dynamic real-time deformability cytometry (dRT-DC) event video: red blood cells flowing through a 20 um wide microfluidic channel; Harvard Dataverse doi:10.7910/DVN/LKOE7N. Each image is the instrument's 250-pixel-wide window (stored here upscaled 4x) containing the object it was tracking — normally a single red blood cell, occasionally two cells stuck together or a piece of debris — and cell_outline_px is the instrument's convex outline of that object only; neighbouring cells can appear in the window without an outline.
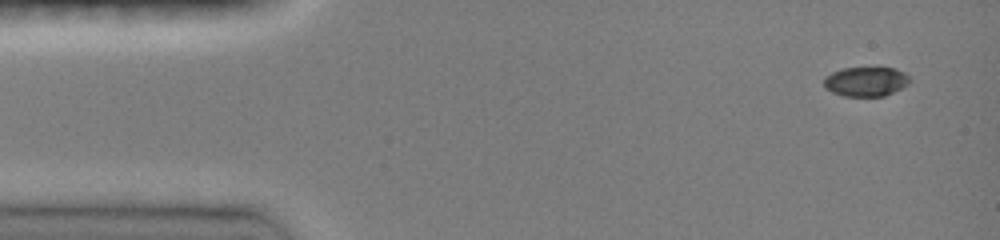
{"species": "common noctule bat (a hibernating species)", "species_latin": "Nyctalus noctula", "temperature_condition": "room temperature", "stored_images_in_passage": 7, "camera_frame_rate_fps": 3000, "um_per_image_px": 0.085, "animal": {"sex": "female", "body_mass_g": 19.0, "forearm_length_mm": 51.5}, "frame": {"image": 1, "passage_image": 1, "time_ms": 0.0, "image_size_px": [1000, 240], "cell_outline_px": [[912, 80], [908, 84], [884, 96], [844, 96], [832, 92], [824, 88], [824, 76], [832, 72], [844, 68], [896, 68], [904, 72]], "centroid_in_image_um": [73.58, 6.93], "position_along_channel_um": 11.4, "area_um2": 14.74}}
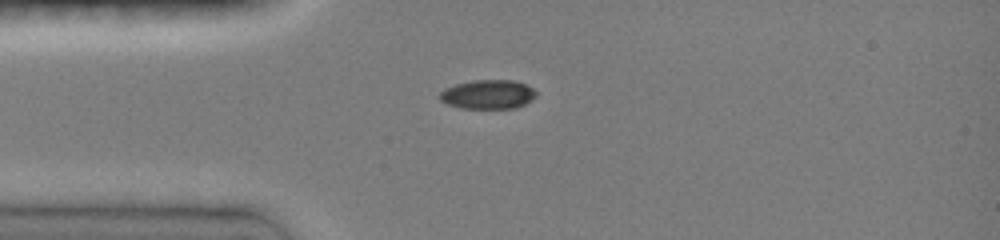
{"frame": {"image": 2, "passage_image": 5, "time_ms": 3.0, "image_size_px": [1000, 240], "cell_outline_px": [[536, 96], [532, 100], [516, 108], [460, 108], [448, 104], [440, 100], [436, 96], [444, 88], [456, 84], [472, 80], [516, 80], [532, 88], [536, 92]], "centroid_in_image_um": [41.44, 8.02], "position_along_channel_um": 43.6, "area_um2": 16.47}}